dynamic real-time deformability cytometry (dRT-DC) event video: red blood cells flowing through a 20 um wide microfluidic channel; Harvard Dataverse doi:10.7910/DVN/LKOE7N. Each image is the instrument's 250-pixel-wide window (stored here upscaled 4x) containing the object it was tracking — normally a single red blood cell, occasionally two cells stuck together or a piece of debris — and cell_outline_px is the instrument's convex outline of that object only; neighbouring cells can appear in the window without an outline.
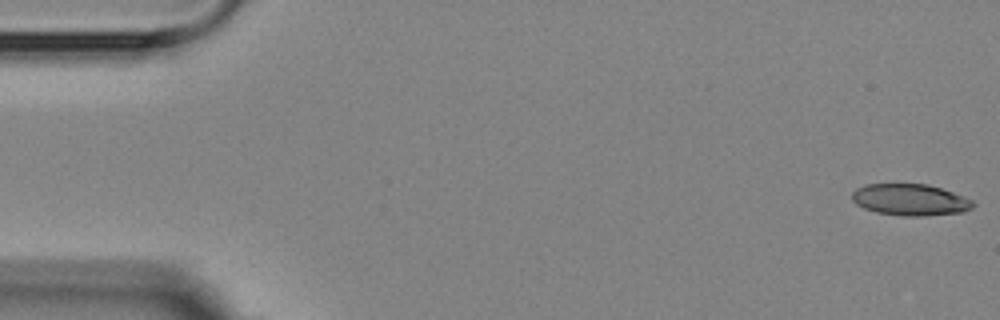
{"species": "Egyptian fruit bat (a non-hibernating species)", "species_latin": "Rousettus aegyptiacus", "temperature_condition": "room temperature", "stored_images_in_passage": 5, "camera_frame_rate_fps": 3000, "um_per_image_px": 0.085, "animal": {"sex": "female"}, "frame": {"image": 1, "passage_image": 1, "time_ms": 0.0, "image_size_px": [1000, 320], "cell_outline_px": [[976, 204], [972, 208], [964, 212], [924, 216], [900, 216], [876, 212], [864, 208], [856, 204], [852, 200], [852, 192], [856, 188], [864, 184], [928, 184], [964, 196], [972, 200]], "centroid_in_image_um": [77.37, 16.98], "position_along_channel_um": 7.6, "area_um2": 22.43}}
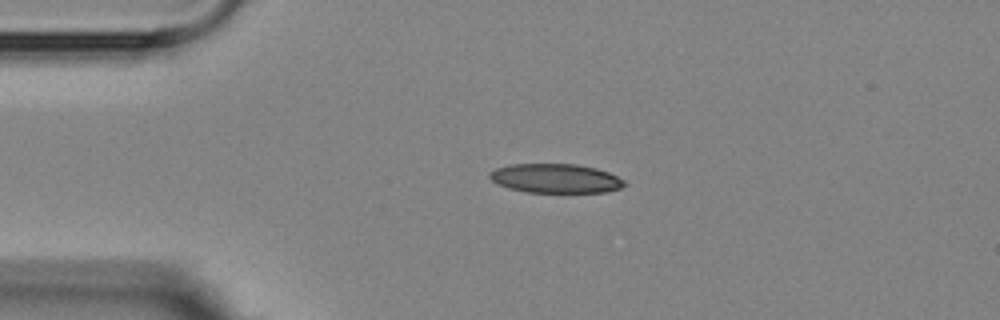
{"frame": {"image": 2, "passage_image": 4, "time_ms": 3.667, "image_size_px": [1000, 320], "cell_outline_px": [[628, 184], [620, 188], [604, 192], [528, 192], [508, 188], [496, 184], [488, 176], [488, 172], [496, 168], [512, 164], [576, 164], [596, 168], [608, 172], [628, 180]], "centroid_in_image_um": [47.25, 15.16], "position_along_channel_um": 37.8, "area_um2": 23.12}}